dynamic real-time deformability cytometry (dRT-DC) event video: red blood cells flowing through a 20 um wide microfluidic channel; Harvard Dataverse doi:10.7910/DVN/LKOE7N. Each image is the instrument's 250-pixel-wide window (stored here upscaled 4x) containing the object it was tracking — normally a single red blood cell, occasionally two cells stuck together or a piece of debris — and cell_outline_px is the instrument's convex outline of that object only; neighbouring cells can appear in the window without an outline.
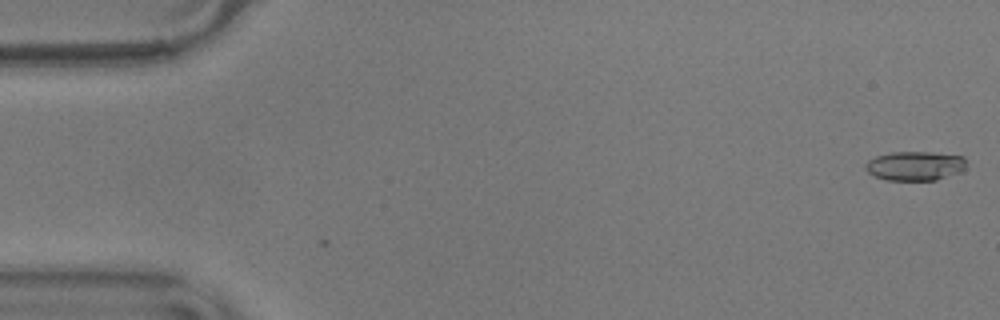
{"species": "common noctule bat (a hibernating species)", "species_latin": "Nyctalus noctula", "temperature_condition": "warm", "stored_images_in_passage": 2, "camera_frame_rate_fps": 3000, "um_per_image_px": 0.085, "animal": {"sex": "male", "body_mass_g": 17.9}, "frame": {"image": 1, "passage_image": 2, "time_ms": 0.333, "image_size_px": [1000, 320], "cell_outline_px": [[964, 168], [960, 172], [936, 180], [884, 180], [868, 172], [864, 168], [864, 164], [868, 160], [876, 156], [892, 152], [932, 152], [964, 156]], "centroid_in_image_um": [77.74, 14.09], "position_along_channel_um": 7.3, "area_um2": 17.17}}